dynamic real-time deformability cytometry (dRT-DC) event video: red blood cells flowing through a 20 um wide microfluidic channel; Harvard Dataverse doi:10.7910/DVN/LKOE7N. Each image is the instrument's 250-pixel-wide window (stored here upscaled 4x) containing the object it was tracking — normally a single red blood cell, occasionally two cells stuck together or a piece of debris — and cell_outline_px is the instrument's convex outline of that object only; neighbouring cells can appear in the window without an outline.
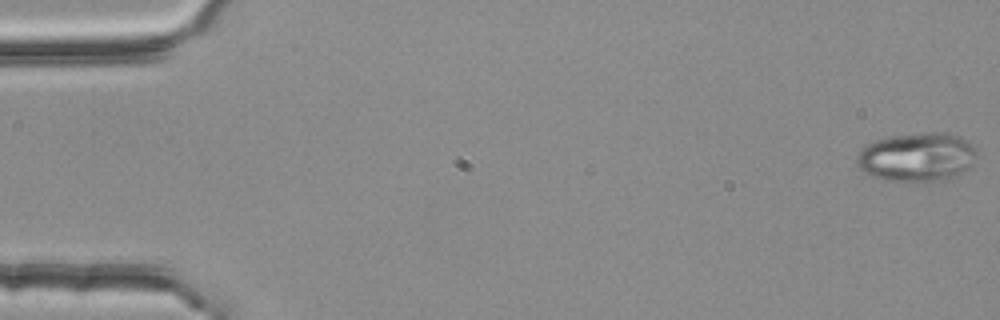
{"species": "common noctule bat (a hibernating species)", "species_latin": "Nyctalus noctula", "temperature_condition": "room temperature", "stored_images_in_passage": 6, "camera_frame_rate_fps": 3000, "um_per_image_px": 0.085, "animal": {"sex": "female", "body_mass_g": 25.1}, "frame": {"image": 1, "passage_image": 1, "time_ms": 0.0, "image_size_px": [1000, 320], "cell_outline_px": [[976, 156], [972, 164], [968, 168], [944, 180], [924, 184], [884, 180], [872, 176], [864, 172], [856, 164], [856, 156], [860, 148], [872, 140], [888, 136], [928, 132], [944, 132], [960, 136], [968, 140], [976, 148]], "centroid_in_image_um": [77.9, 13.36], "position_along_channel_um": 7.1, "area_um2": 35.08}}